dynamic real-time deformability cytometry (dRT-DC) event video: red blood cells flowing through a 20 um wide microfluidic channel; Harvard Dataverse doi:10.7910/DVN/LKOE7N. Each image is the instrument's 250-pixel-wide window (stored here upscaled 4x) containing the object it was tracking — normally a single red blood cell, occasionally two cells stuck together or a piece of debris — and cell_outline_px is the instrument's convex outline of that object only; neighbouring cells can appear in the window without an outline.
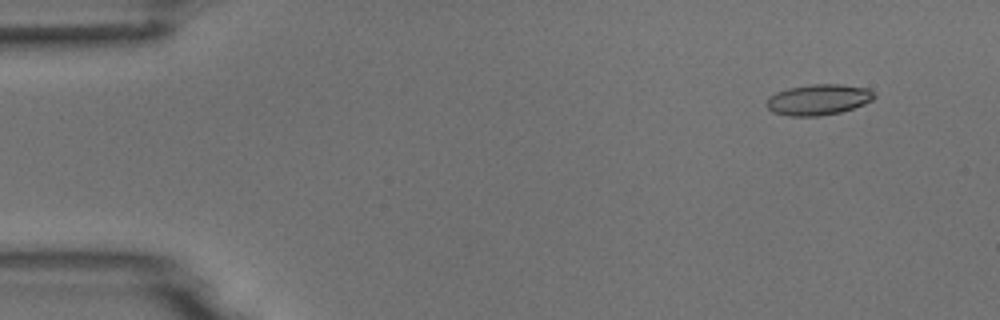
{"species": "common noctule bat (a hibernating species)", "species_latin": "Nyctalus noctula", "temperature_condition": "room temperature", "stored_images_in_passage": 4, "camera_frame_rate_fps": 3000, "um_per_image_px": 0.085, "animal": {"sex": "male", "body_mass_g": 18.8}, "frame": {"image": 1, "passage_image": 1, "time_ms": 0.0, "image_size_px": [1000, 320], "cell_outline_px": [[876, 96], [872, 100], [864, 104], [840, 112], [820, 116], [788, 116], [772, 112], [764, 104], [768, 96], [776, 92], [788, 88], [812, 84], [840, 84], [868, 88]], "centroid_in_image_um": [69.51, 8.47], "position_along_channel_um": 15.5, "area_um2": 19.42}}
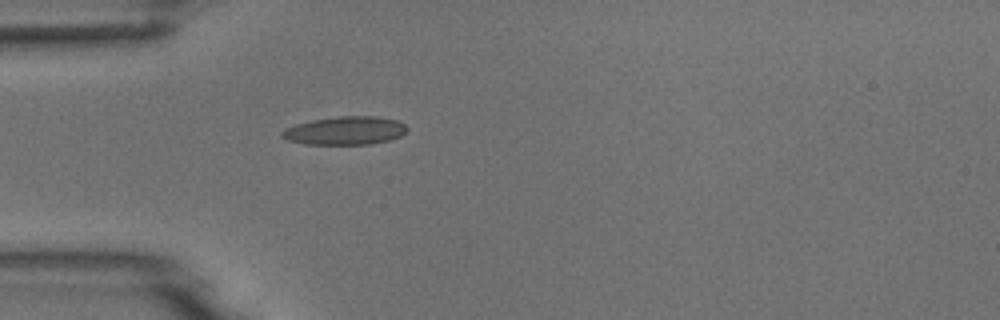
{"frame": {"image": 2, "passage_image": 4, "time_ms": 3.667, "image_size_px": [1000, 320], "cell_outline_px": [[408, 128], [400, 136], [388, 140], [372, 144], [304, 144], [288, 140], [280, 136], [280, 132], [284, 128], [296, 124], [312, 120], [340, 116], [376, 116], [396, 120], [404, 124]], "centroid_in_image_um": [29.3, 11.1], "position_along_channel_um": 55.7, "area_um2": 20.58}}